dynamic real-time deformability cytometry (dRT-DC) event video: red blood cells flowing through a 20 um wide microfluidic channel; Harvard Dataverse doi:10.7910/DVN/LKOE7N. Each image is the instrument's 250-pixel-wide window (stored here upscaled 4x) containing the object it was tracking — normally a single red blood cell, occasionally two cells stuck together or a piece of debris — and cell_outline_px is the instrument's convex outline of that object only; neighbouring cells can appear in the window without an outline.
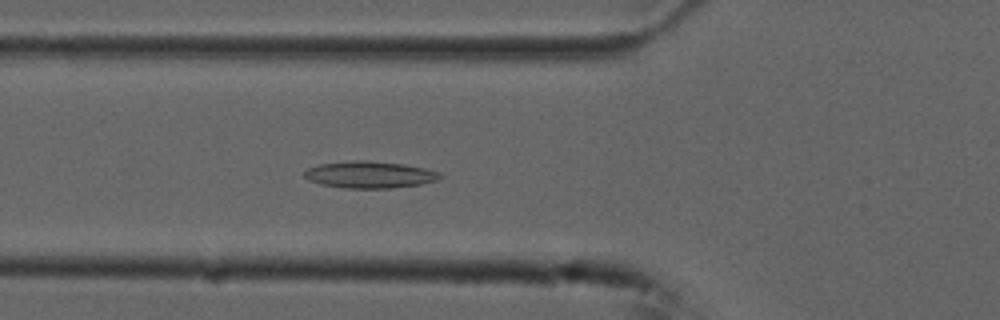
{"species": "common noctule bat (a hibernating species)", "species_latin": "Nyctalus noctula", "temperature_condition": "cold", "stored_images_in_passage": 55, "camera_frame_rate_fps": 3000, "um_per_image_px": 0.085, "animal": {"sex": "male", "forearm_length_mm": 52.5}, "frame": {"image": 1, "passage_image": 20, "time_ms": 6.333, "image_size_px": [1000, 320], "cell_outline_px": [[444, 176], [436, 180], [420, 184], [392, 188], [344, 188], [320, 184], [308, 180], [304, 176], [304, 172], [308, 168], [320, 164], [356, 160], [368, 160], [400, 164], [424, 168], [440, 172]], "centroid_in_image_um": [31.41, 14.85], "position_along_channel_um": 94.4, "area_um2": 21.1}}
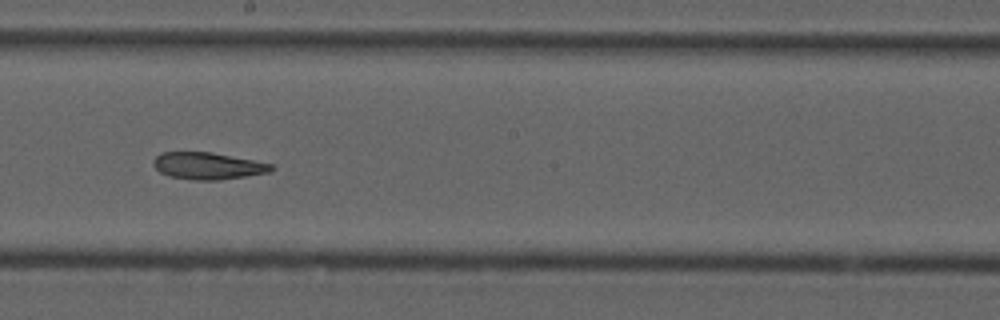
{"frame": {"image": 2, "passage_image": 31, "time_ms": 10.0, "image_size_px": [1000, 320], "cell_outline_px": [[276, 168], [272, 172], [216, 180], [192, 180], [168, 176], [160, 172], [152, 164], [152, 160], [156, 156], [164, 152], [212, 152], [272, 164]], "centroid_in_image_um": [17.66, 14.1], "position_along_channel_um": 230.5, "area_um2": 18.5}}
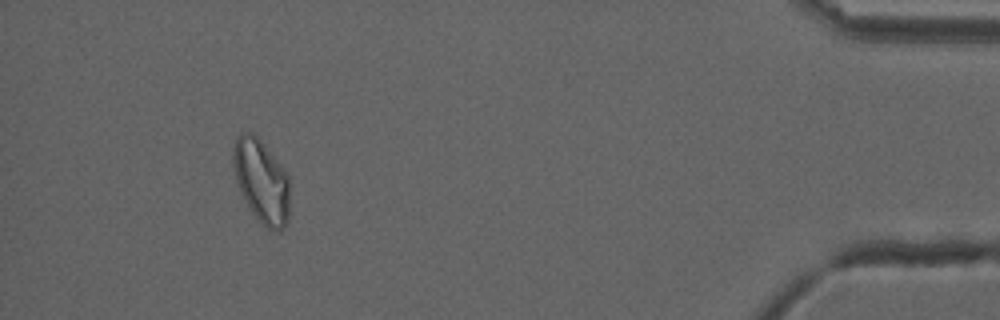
{"frame": {"image": 3, "passage_image": 51, "time_ms": 16.667, "image_size_px": [1000, 320], "cell_outline_px": [[288, 220], [284, 228], [280, 232], [268, 232], [260, 224], [252, 212], [240, 192], [236, 180], [232, 164], [232, 148], [236, 136], [240, 132], [252, 132], [264, 144], [288, 176]], "centroid_in_image_um": [22.19, 15.43], "position_along_channel_um": 413.0, "area_um2": 27.74}, "authors_computed_cell_mechanics": {"area_um2": 21.7328, "velocity_mm_per_s": 3.7168, "shape_relaxation_time_tau1_ms": null, "shape_relaxation_time_tau2_ms": 6.2615, "deformation_change_tau1": null, "deformation_change_tau2": 0.1578}}